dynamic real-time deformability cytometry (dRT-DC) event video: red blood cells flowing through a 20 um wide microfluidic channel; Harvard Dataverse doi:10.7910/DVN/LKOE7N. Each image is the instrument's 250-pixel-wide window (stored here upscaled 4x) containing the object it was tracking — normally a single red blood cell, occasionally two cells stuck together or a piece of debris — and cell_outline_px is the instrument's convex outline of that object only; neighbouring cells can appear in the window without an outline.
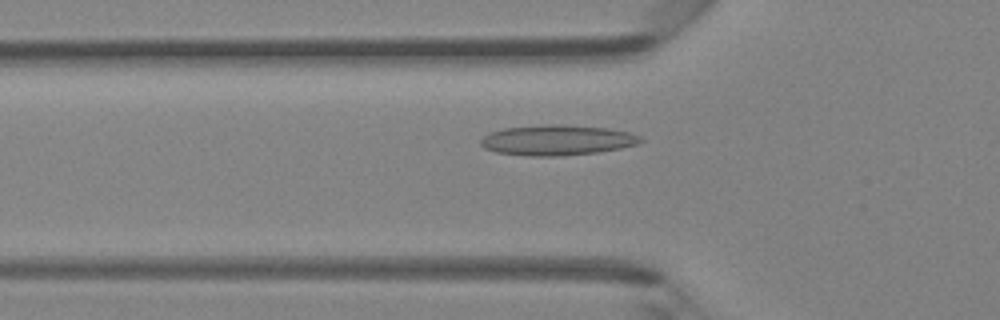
{"species": "Egyptian fruit bat (a non-hibernating species)", "species_latin": "Rousettus aegyptiacus", "temperature_condition": "room temperature", "stored_images_in_passage": 47, "camera_frame_rate_fps": 3000, "um_per_image_px": 0.085, "animal": {"sex": "female"}, "frame": {"image": 1, "passage_image": 16, "time_ms": 5.0, "image_size_px": [1000, 320], "cell_outline_px": [[644, 140], [636, 144], [620, 148], [596, 152], [564, 156], [528, 156], [496, 152], [484, 148], [480, 144], [480, 140], [484, 136], [492, 132], [504, 128], [544, 124], [560, 124], [608, 128], [628, 132], [640, 136]], "centroid_in_image_um": [47.34, 11.91], "position_along_channel_um": 78.5, "area_um2": 28.26}}
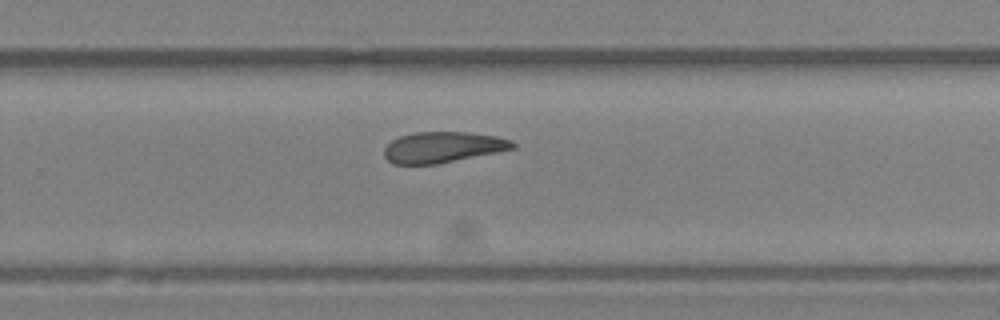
{"frame": {"image": 2, "passage_image": 31, "time_ms": 10.0, "image_size_px": [1000, 320], "cell_outline_px": [[516, 148], [436, 164], [392, 164], [384, 156], [384, 148], [392, 140], [400, 136], [416, 132], [468, 132], [496, 136], [512, 140], [516, 144]], "centroid_in_image_um": [37.64, 12.51], "position_along_channel_um": 292.2, "area_um2": 23.0}}
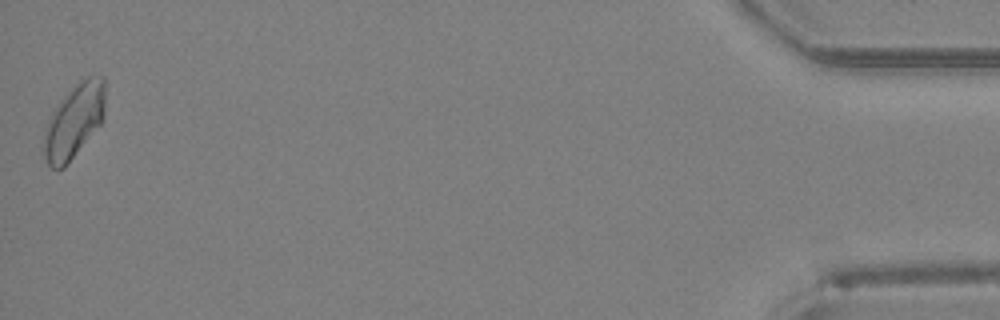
{"frame": {"image": 3, "passage_image": 47, "time_ms": 15.333, "image_size_px": [1000, 320], "cell_outline_px": [[104, 120], [64, 168], [52, 168], [48, 164], [44, 156], [44, 136], [48, 120], [52, 112], [60, 100], [80, 80], [88, 76], [104, 76]], "centroid_in_image_um": [6.31, 10.29], "position_along_channel_um": 428.9, "area_um2": 26.13}, "authors_computed_cell_mechanics": {"area_um2": 24.854, "velocity_mm_per_s": 4.2856, "shape_relaxation_time_tau1_ms": null, "shape_relaxation_time_tau2_ms": 4.7208, "deformation_change_tau1": null, "deformation_change_tau2": 0.1186}}